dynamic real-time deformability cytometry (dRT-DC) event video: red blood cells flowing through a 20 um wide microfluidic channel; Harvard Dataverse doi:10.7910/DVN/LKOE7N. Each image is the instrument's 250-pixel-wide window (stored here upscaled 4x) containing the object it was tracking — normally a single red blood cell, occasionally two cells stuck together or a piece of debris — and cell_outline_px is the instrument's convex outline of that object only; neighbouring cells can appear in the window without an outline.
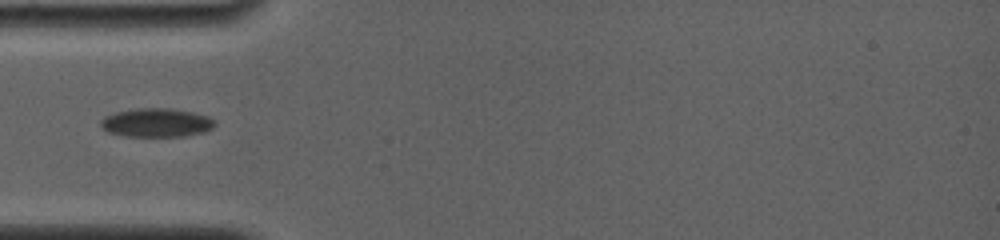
{"species": "common noctule bat (a hibernating species)", "species_latin": "Nyctalus noctula", "temperature_condition": "room temperature", "stored_images_in_passage": 2, "camera_frame_rate_fps": 4000, "um_per_image_px": 0.085, "animal": {"sex": "female", "body_mass_g": 19.0, "forearm_length_mm": 56.7}, "frame": {"image": 1, "passage_image": 1, "time_ms": 0.0, "image_size_px": [1000, 240], "cell_outline_px": [[216, 124], [212, 128], [204, 132], [188, 136], [124, 136], [108, 132], [100, 124], [100, 120], [104, 116], [116, 112], [136, 108], [172, 108], [192, 112], [208, 116], [216, 120]], "centroid_in_image_um": [13.32, 10.42], "position_along_channel_um": 71.7, "area_um2": 19.25}}